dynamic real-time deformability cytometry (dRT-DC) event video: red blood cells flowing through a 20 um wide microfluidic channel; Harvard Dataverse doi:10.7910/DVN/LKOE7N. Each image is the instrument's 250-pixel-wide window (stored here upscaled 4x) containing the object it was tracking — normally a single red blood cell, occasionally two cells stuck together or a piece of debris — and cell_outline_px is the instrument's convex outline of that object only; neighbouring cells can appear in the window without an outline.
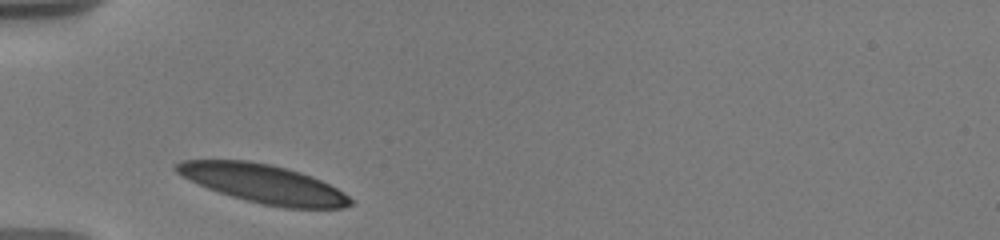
{"species": "human", "species_latin": "Homo sapiens", "temperature_condition": "warm", "stored_images_in_passage": 2, "camera_frame_rate_fps": 3000, "um_per_image_px": 0.085, "donor": {"sex": "male"}, "frame": {"image": 1, "passage_image": 1, "time_ms": 0.0, "image_size_px": [1000, 240], "cell_outline_px": [[352, 204], [340, 208], [284, 208], [264, 204], [232, 196], [208, 188], [176, 172], [172, 168], [180, 160], [248, 160], [272, 164], [300, 172], [312, 176], [344, 192], [352, 200]], "centroid_in_image_um": [22.4, 15.6], "position_along_channel_um": 62.6, "area_um2": 38.73}}